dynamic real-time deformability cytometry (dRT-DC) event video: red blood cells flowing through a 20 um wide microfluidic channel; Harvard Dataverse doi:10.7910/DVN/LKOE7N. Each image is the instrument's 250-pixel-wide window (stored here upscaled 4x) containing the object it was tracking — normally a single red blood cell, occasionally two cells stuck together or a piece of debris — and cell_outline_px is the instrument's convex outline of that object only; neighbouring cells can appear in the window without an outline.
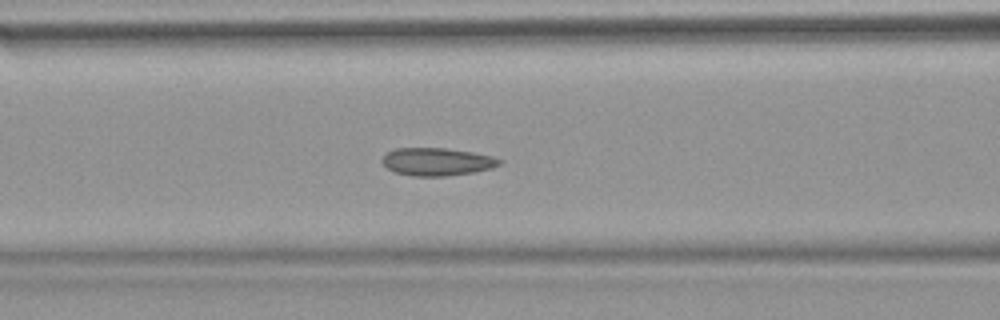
{"species": "common noctule bat (a hibernating species)", "species_latin": "Nyctalus noctula", "temperature_condition": "warm", "stored_images_in_passage": 37, "camera_frame_rate_fps": 3000, "um_per_image_px": 0.085, "animal": {"sex": "female", "body_mass_g": 18.4}, "frame": {"image": 1, "passage_image": 16, "time_ms": 5.0, "image_size_px": [1000, 320], "cell_outline_px": [[504, 160], [500, 164], [492, 168], [472, 172], [444, 176], [412, 176], [396, 172], [388, 168], [380, 160], [388, 152], [396, 148], [444, 148], [472, 152], [492, 156]], "centroid_in_image_um": [37.15, 13.74], "position_along_channel_um": 129.4, "area_um2": 18.84}}
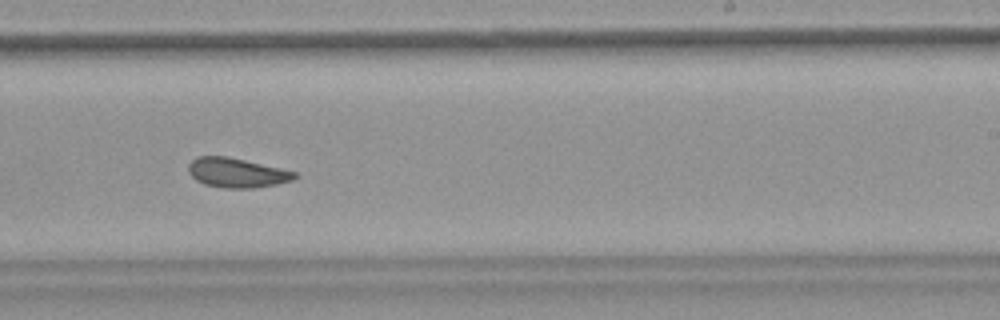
{"frame": {"image": 2, "passage_image": 27, "time_ms": 8.667, "image_size_px": [1000, 320], "cell_outline_px": [[300, 176], [292, 180], [276, 184], [256, 188], [224, 188], [204, 184], [196, 180], [188, 172], [188, 164], [196, 156], [228, 156], [280, 168], [296, 172]], "centroid_in_image_um": [20.12, 14.68], "position_along_channel_um": 268.9, "area_um2": 18.38}, "authors_computed_cell_mechanics": {"area_um2": 18.9584, "velocity_mm_per_s": 3.8238, "shape_relaxation_time_tau1_ms": null, "shape_relaxation_time_tau2_ms": 2.1075, "deformation_change_tau1": null, "deformation_change_tau2": 0.0691}}